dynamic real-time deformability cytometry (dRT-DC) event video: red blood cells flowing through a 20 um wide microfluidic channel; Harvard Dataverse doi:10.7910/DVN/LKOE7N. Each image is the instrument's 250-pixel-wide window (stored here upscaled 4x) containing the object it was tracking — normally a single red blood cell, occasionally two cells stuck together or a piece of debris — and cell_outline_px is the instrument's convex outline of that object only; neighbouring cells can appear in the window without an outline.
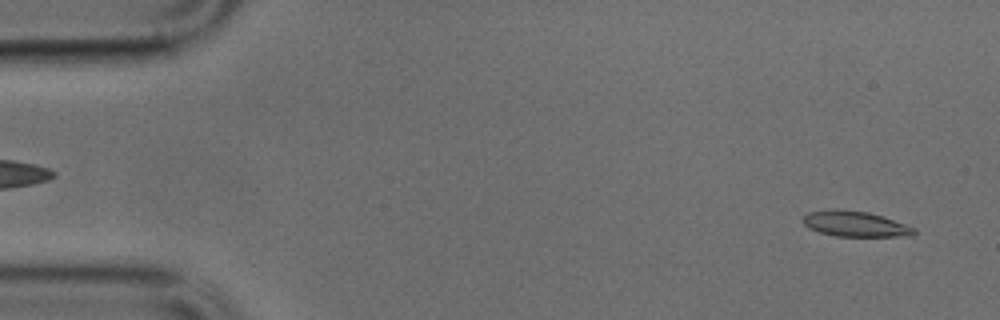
{"species": "common noctule bat (a hibernating species)", "species_latin": "Nyctalus noctula", "temperature_condition": "cold", "stored_images_in_passage": 13, "camera_frame_rate_fps": 3000, "um_per_image_px": 0.085, "animal": {"sex": "male", "body_mass_g": 17.9, "forearm_length_mm": 54.2}, "frame": {"image": 1, "passage_image": 1, "time_ms": 0.0, "image_size_px": [1000, 320], "cell_outline_px": [[916, 232], [912, 236], [836, 236], [820, 232], [808, 228], [804, 224], [804, 216], [808, 212], [836, 208], [868, 212], [884, 216], [916, 228]], "centroid_in_image_um": [72.71, 19.02], "position_along_channel_um": 12.3, "area_um2": 16.59}}
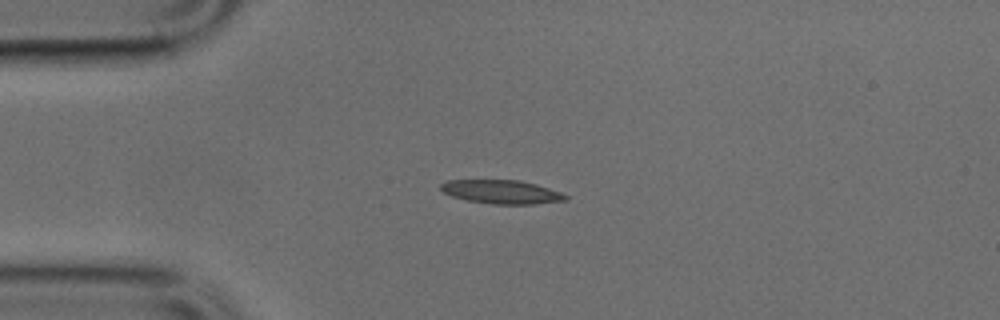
{"frame": {"image": 2, "passage_image": 10, "time_ms": 3.0, "image_size_px": [1000, 320], "cell_outline_px": [[568, 200], [536, 204], [492, 204], [468, 200], [452, 196], [444, 192], [440, 188], [440, 184], [448, 180], [520, 180], [536, 184], [560, 192], [568, 196]], "centroid_in_image_um": [42.65, 16.31], "position_along_channel_um": 42.3, "area_um2": 17.17}}